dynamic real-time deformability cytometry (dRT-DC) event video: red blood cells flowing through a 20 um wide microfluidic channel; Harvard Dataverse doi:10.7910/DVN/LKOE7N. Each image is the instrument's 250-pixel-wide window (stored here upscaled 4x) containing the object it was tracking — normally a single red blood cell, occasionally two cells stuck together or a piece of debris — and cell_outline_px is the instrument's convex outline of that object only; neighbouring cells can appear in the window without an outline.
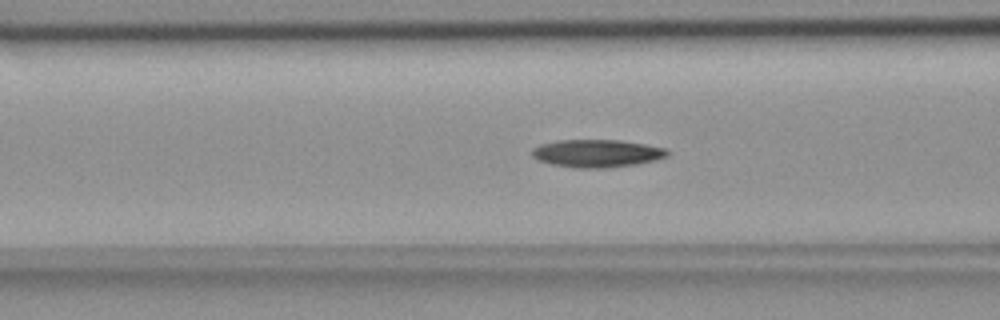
{"species": "common noctule bat (a hibernating species)", "species_latin": "Nyctalus noctula", "temperature_condition": "room temperature", "stored_images_in_passage": 44, "camera_frame_rate_fps": 3000, "um_per_image_px": 0.085, "animal": {"sex": "female", "body_mass_g": 18.4}, "frame": {"image": 1, "passage_image": 10, "time_ms": 3.0, "image_size_px": [1000, 320], "cell_outline_px": [[668, 156], [656, 160], [636, 164], [604, 168], [576, 168], [552, 164], [540, 160], [532, 156], [532, 148], [540, 144], [560, 140], [620, 140], [644, 144], [664, 148], [668, 152]], "centroid_in_image_um": [50.73, 13.03], "position_along_channel_um": 115.9, "area_um2": 21.73}}
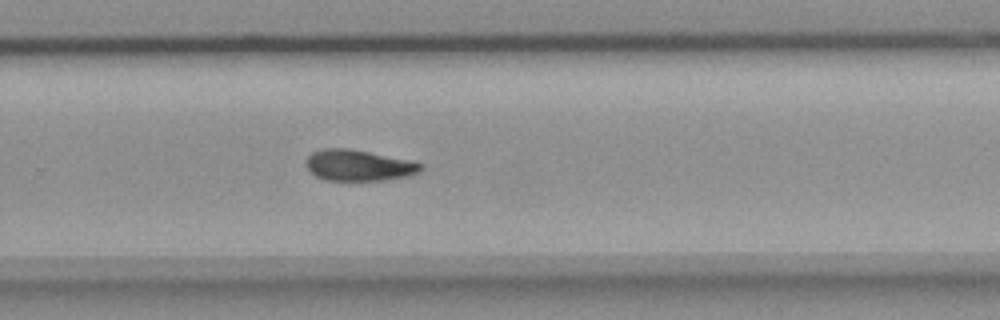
{"frame": {"image": 2, "passage_image": 25, "time_ms": 8.0, "image_size_px": [1000, 320], "cell_outline_px": [[424, 168], [420, 172], [408, 176], [388, 180], [324, 180], [316, 176], [308, 168], [308, 156], [312, 152], [320, 148], [348, 148], [368, 152], [424, 164]], "centroid_in_image_um": [30.5, 14.06], "position_along_channel_um": 299.3, "area_um2": 20.52}}
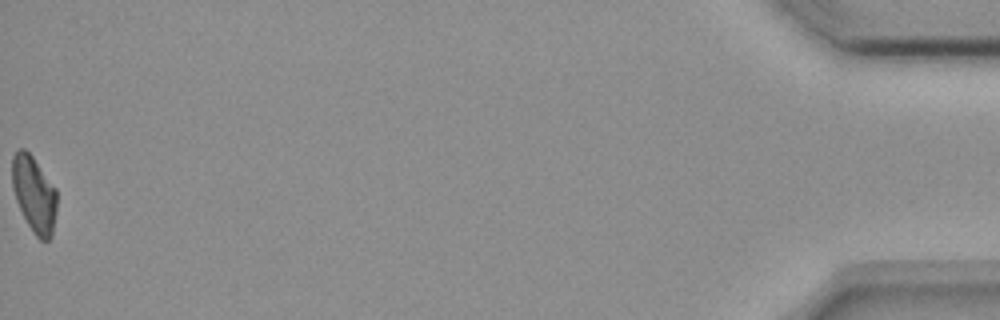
{"frame": {"image": 3, "passage_image": 44, "time_ms": 14.333, "image_size_px": [1000, 320], "cell_outline_px": [[56, 208], [52, 236], [48, 240], [40, 240], [36, 236], [28, 224], [16, 200], [12, 188], [12, 156], [20, 148], [24, 148], [32, 156], [56, 188]], "centroid_in_image_um": [2.89, 16.5], "position_along_channel_um": 432.3, "area_um2": 19.65}, "authors_computed_cell_mechanics": {"area_um2": 21.0103, "velocity_mm_per_s": 3.6863, "shape_relaxation_time_tau1_ms": 5.9432, "shape_relaxation_time_tau2_ms": null, "deformation_change_tau1": 0.1685, "deformation_change_tau2": null}}